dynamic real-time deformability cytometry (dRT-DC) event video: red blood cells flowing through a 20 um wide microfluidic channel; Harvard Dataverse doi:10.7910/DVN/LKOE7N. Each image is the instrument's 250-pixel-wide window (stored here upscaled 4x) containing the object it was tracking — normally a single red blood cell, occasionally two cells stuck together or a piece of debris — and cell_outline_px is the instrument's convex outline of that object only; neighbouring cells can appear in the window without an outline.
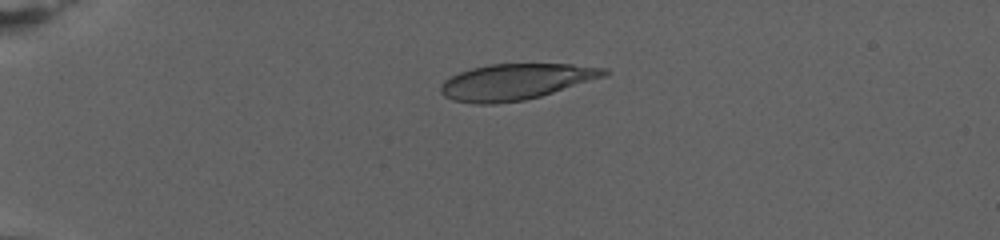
{"species": "human", "species_latin": "Homo sapiens", "temperature_condition": "warm", "stored_images_in_passage": 58, "camera_frame_rate_fps": 3000, "um_per_image_px": 0.085, "donor": {"sex": "female"}, "frame": {"image": 1, "passage_image": 1, "time_ms": 0.0, "image_size_px": [1000, 240], "cell_outline_px": [[612, 72], [608, 76], [540, 96], [524, 100], [496, 104], [476, 104], [452, 100], [444, 96], [440, 92], [440, 88], [444, 80], [460, 72], [472, 68], [488, 64], [572, 64], [608, 68]], "centroid_in_image_um": [43.89, 6.95], "position_along_channel_um": 41.1, "area_um2": 34.51}}
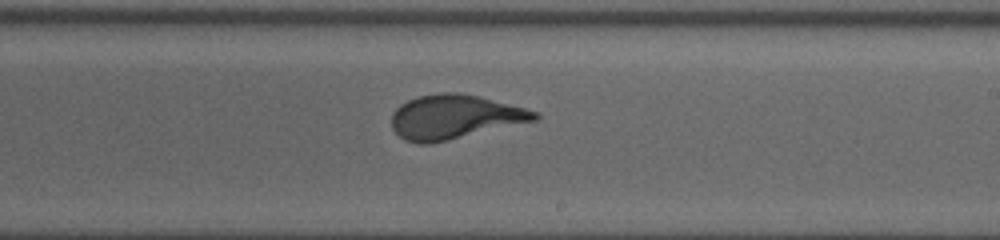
{"frame": {"image": 2, "passage_image": 30, "time_ms": 9.667, "image_size_px": [1000, 240], "cell_outline_px": [[540, 116], [536, 120], [432, 144], [416, 144], [404, 140], [392, 128], [392, 112], [400, 104], [416, 96], [440, 92], [456, 92], [476, 96], [524, 108], [536, 112]], "centroid_in_image_um": [38.57, 9.95], "position_along_channel_um": 250.4, "area_um2": 36.65}}
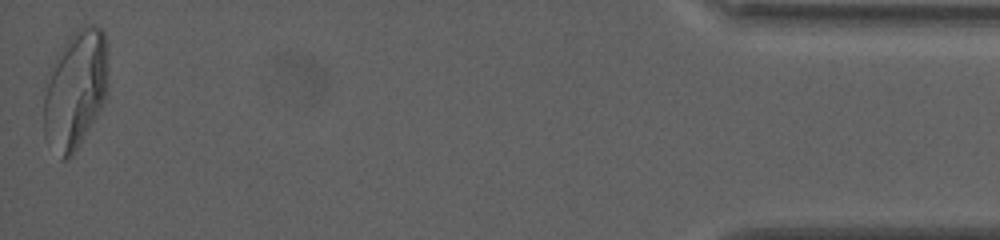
{"frame": {"image": 3, "passage_image": 58, "time_ms": 19.0, "image_size_px": [1000, 240], "cell_outline_px": [[104, 100], [96, 116], [72, 156], [68, 160], [60, 160], [44, 136], [44, 96], [52, 72], [60, 52], [68, 36], [76, 28], [88, 24], [92, 24], [100, 28], [104, 32]], "centroid_in_image_um": [6.36, 7.68], "position_along_channel_um": 428.8, "area_um2": 42.6}}